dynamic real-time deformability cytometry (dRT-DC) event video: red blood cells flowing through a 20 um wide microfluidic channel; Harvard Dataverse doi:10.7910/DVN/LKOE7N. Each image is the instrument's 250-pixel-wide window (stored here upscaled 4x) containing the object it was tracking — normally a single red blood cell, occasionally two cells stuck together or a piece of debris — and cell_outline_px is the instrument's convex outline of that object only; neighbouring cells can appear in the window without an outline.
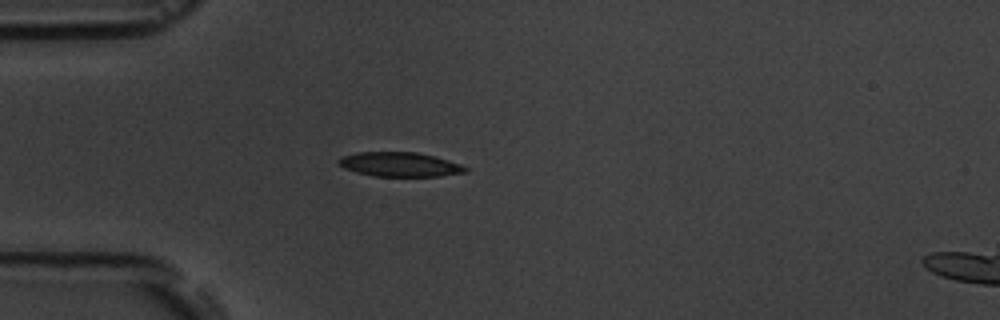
{"species": "common noctule bat (a hibernating species)", "species_latin": "Nyctalus noctula", "temperature_condition": "room temperature", "stored_images_in_passage": 1, "camera_frame_rate_fps": 3000, "um_per_image_px": 0.085, "animal": {"sex": "male", "body_mass_g": 19.5, "forearm_length_mm": 54.6}, "frame": {"image": 1, "passage_image": 1, "time_ms": 0.0, "image_size_px": [1000, 320], "cell_outline_px": [[468, 172], [440, 176], [372, 176], [356, 172], [344, 168], [336, 160], [340, 156], [360, 152], [416, 152], [448, 160], [460, 164], [468, 168]], "centroid_in_image_um": [33.96, 13.98], "position_along_channel_um": 51.0, "area_um2": 17.98}}